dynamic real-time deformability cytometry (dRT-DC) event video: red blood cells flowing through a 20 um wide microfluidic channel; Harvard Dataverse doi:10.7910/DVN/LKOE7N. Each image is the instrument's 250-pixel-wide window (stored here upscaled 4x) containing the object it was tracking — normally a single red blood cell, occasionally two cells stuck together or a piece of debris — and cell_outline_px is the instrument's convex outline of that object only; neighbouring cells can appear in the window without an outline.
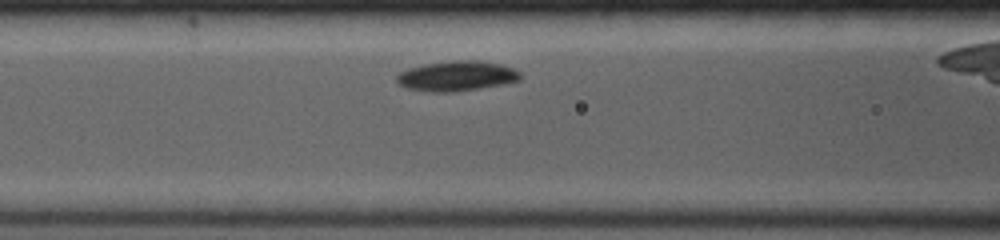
{"species": "common noctule bat (a hibernating species)", "species_latin": "Nyctalus noctula", "temperature_condition": "room temperature", "stored_images_in_passage": 27, "camera_frame_rate_fps": 4000, "um_per_image_px": 0.085, "animal": {"sex": "female", "body_mass_g": 19.0, "forearm_length_mm": 53.3}, "frame": {"image": 1, "passage_image": 3, "time_ms": 0.25, "image_size_px": [1000, 240], "cell_outline_px": [[520, 80], [504, 84], [480, 88], [452, 92], [432, 92], [404, 88], [396, 80], [396, 76], [400, 72], [408, 68], [424, 64], [452, 60], [480, 60], [500, 64], [512, 68], [520, 72]], "centroid_in_image_um": [38.8, 6.46], "position_along_channel_um": 127.8, "area_um2": 21.73}}
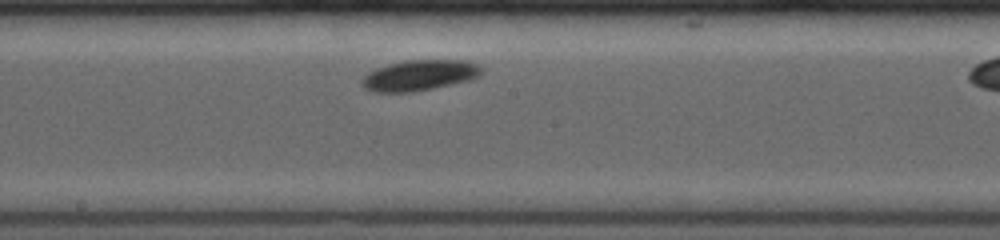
{"frame": {"image": 2, "passage_image": 11, "time_ms": 2.5, "image_size_px": [1000, 240], "cell_outline_px": [[484, 68], [480, 76], [472, 80], [412, 92], [372, 92], [364, 88], [360, 84], [360, 80], [368, 72], [376, 68], [388, 64], [408, 60], [464, 60], [476, 64]], "centroid_in_image_um": [35.65, 6.4], "position_along_channel_um": 212.6, "area_um2": 21.56}}
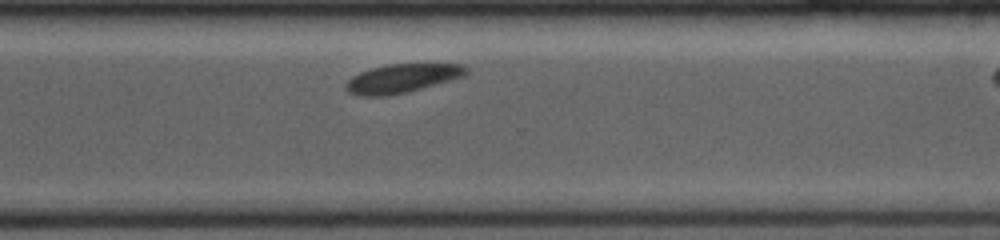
{"frame": {"image": 3, "passage_image": 25, "time_ms": 5.75, "image_size_px": [1000, 240], "cell_outline_px": [[468, 72], [464, 76], [452, 80], [408, 92], [384, 96], [360, 96], [348, 92], [344, 88], [348, 80], [352, 76], [360, 72], [372, 68], [388, 64], [464, 64], [468, 68]], "centroid_in_image_um": [34.19, 6.66], "position_along_channel_um": 336.4, "area_um2": 20.23}}